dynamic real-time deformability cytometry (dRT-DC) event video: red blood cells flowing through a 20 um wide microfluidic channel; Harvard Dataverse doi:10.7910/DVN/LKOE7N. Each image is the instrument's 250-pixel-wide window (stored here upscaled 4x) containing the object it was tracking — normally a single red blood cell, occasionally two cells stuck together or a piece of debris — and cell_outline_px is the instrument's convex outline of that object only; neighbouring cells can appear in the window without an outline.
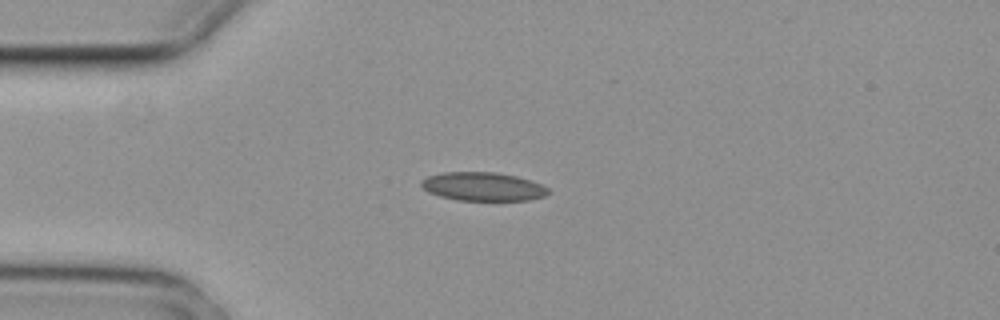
{"species": "common noctule bat (a hibernating species)", "species_latin": "Nyctalus noctula", "temperature_condition": "cold", "stored_images_in_passage": 7, "camera_frame_rate_fps": 3000, "um_per_image_px": 0.085, "animal": {"sex": "female", "body_mass_g": 29.2, "forearm_length_mm": 56.3}, "frame": {"image": 1, "passage_image": 2, "time_ms": 0.333, "image_size_px": [1000, 320], "cell_outline_px": [[548, 192], [544, 196], [528, 200], [456, 200], [440, 196], [428, 192], [420, 184], [420, 180], [428, 176], [444, 172], [496, 172], [516, 176], [532, 180], [548, 188]], "centroid_in_image_um": [41.03, 15.85], "position_along_channel_um": 44.0, "area_um2": 21.1}}
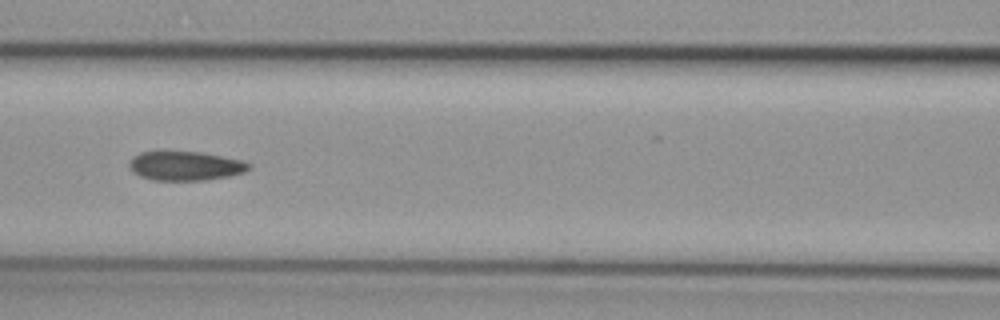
{"frame": {"image": 2, "passage_image": 5, "time_ms": 1.333, "image_size_px": [1000, 320], "cell_outline_px": [[252, 168], [244, 172], [228, 176], [204, 180], [152, 180], [140, 176], [132, 172], [128, 168], [128, 164], [132, 156], [140, 152], [160, 148], [200, 152], [244, 160], [252, 164]], "centroid_in_image_um": [15.69, 14.05], "position_along_channel_um": 150.9, "area_um2": 21.33}}
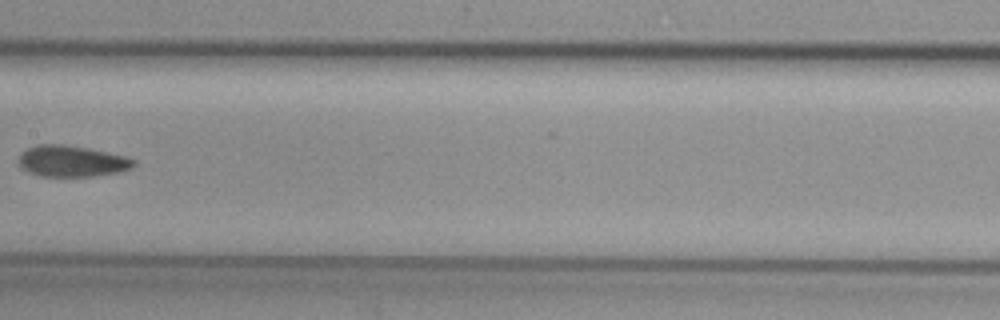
{"frame": {"image": 3, "passage_image": 6, "time_ms": 1.667, "image_size_px": [1000, 320], "cell_outline_px": [[136, 164], [132, 168], [120, 172], [92, 176], [40, 176], [28, 172], [20, 168], [20, 152], [36, 144], [64, 144], [88, 148], [124, 156], [136, 160]], "centroid_in_image_um": [6.09, 13.7], "position_along_channel_um": 201.3, "area_um2": 20.98}}